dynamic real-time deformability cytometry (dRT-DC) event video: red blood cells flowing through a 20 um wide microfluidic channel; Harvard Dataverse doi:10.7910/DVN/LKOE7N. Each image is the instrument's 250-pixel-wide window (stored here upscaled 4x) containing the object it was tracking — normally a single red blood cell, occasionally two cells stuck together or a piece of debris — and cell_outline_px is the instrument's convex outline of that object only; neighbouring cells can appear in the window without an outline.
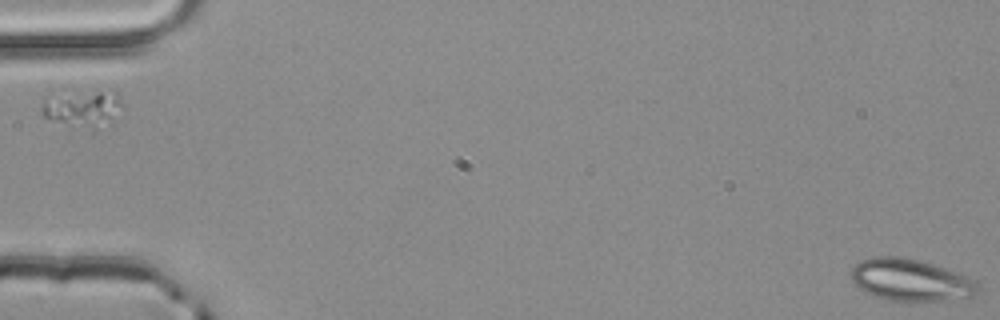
{"species": "common noctule bat (a hibernating species)", "species_latin": "Nyctalus noctula", "temperature_condition": "room temperature", "stored_images_in_passage": 5, "camera_frame_rate_fps": 3000, "um_per_image_px": 0.085, "animal": {"sex": "male", "body_mass_g": 20.4}, "frame": {"image": 1, "passage_image": 1, "time_ms": 0.0, "image_size_px": [1000, 320], "cell_outline_px": [[980, 288], [976, 296], [944, 300], [888, 300], [872, 296], [864, 292], [852, 280], [852, 268], [860, 260], [876, 256], [896, 256], [916, 260], [932, 264], [944, 268], [964, 276], [980, 284]], "centroid_in_image_um": [77.39, 23.81], "position_along_channel_um": 7.6, "area_um2": 30.58}}